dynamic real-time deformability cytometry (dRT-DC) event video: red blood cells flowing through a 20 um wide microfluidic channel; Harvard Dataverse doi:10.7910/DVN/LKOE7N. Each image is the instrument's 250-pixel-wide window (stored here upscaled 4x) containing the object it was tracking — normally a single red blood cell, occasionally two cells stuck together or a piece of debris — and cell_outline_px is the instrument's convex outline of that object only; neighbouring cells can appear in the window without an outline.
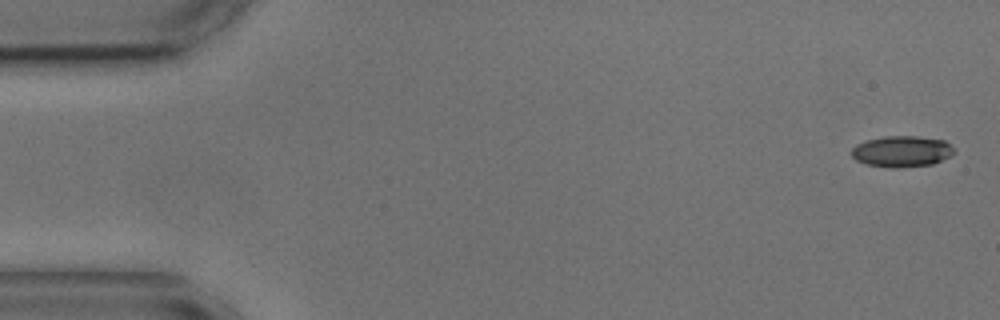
{"species": "common noctule bat (a hibernating species)", "species_latin": "Nyctalus noctula", "temperature_condition": "cold", "stored_images_in_passage": 5, "camera_frame_rate_fps": 3000, "um_per_image_px": 0.085, "animal": {"sex": "male", "body_mass_g": 17.9, "forearm_length_mm": 54.2}, "frame": {"image": 1, "passage_image": 1, "time_ms": 0.0, "image_size_px": [1000, 320], "cell_outline_px": [[956, 152], [932, 164], [892, 168], [868, 164], [856, 160], [852, 156], [852, 148], [856, 144], [868, 140], [884, 136], [916, 136], [944, 140]], "centroid_in_image_um": [76.63, 12.86], "position_along_channel_um": 8.4, "area_um2": 18.26}}
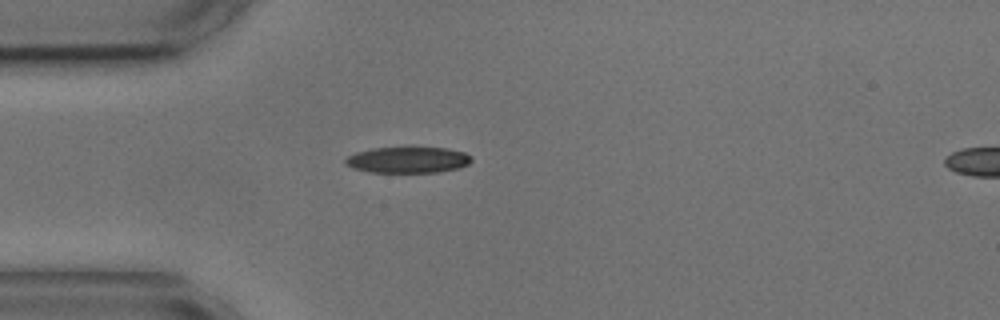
{"frame": {"image": 2, "passage_image": 4, "time_ms": 4.333, "image_size_px": [1000, 320], "cell_outline_px": [[472, 160], [468, 164], [460, 168], [440, 172], [368, 172], [352, 168], [344, 164], [344, 160], [348, 156], [356, 152], [372, 148], [408, 144], [444, 148], [464, 152], [472, 156]], "centroid_in_image_um": [34.66, 13.54], "position_along_channel_um": 50.3, "area_um2": 20.23}}